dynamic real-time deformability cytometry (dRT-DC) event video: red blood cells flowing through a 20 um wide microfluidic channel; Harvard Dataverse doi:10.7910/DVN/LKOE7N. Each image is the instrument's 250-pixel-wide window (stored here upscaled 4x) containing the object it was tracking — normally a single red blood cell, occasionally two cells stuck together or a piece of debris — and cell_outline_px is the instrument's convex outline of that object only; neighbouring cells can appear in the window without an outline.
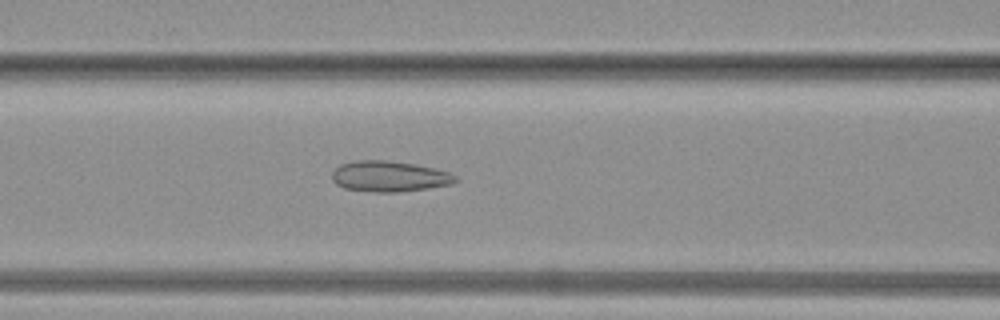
{"species": "common noctule bat (a hibernating species)", "species_latin": "Nyctalus noctula", "temperature_condition": "warm", "stored_images_in_passage": 35, "camera_frame_rate_fps": 3000, "um_per_image_px": 0.085, "animal": {"sex": "female", "body_mass_g": 19.3, "forearm_length_mm": 54.1}, "frame": {"image": 1, "passage_image": 15, "time_ms": 4.667, "image_size_px": [1000, 320], "cell_outline_px": [[460, 180], [452, 184], [428, 188], [396, 192], [376, 192], [344, 188], [336, 184], [332, 180], [332, 172], [340, 164], [356, 160], [388, 160], [416, 164], [436, 168], [448, 172], [456, 176]], "centroid_in_image_um": [33.11, 14.98], "position_along_channel_um": 133.5, "area_um2": 22.25}}
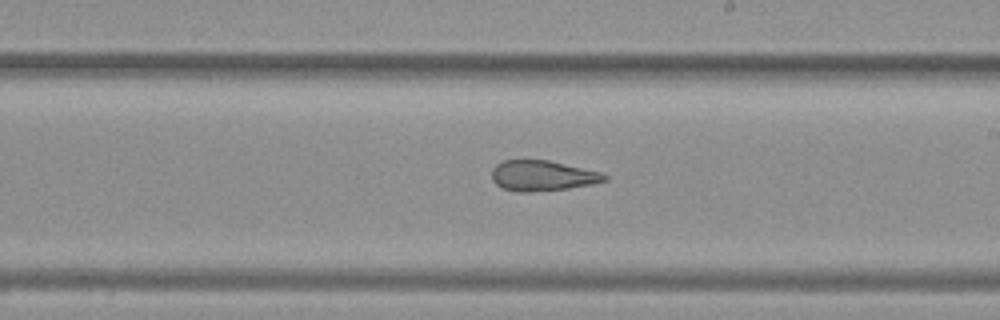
{"frame": {"image": 2, "passage_image": 21, "time_ms": 6.667, "image_size_px": [1000, 320], "cell_outline_px": [[608, 180], [592, 184], [568, 188], [528, 192], [516, 192], [504, 188], [496, 184], [492, 180], [492, 168], [496, 164], [504, 160], [548, 160], [600, 172], [608, 176]], "centroid_in_image_um": [46.09, 14.93], "position_along_channel_um": 242.9, "area_um2": 19.88}}
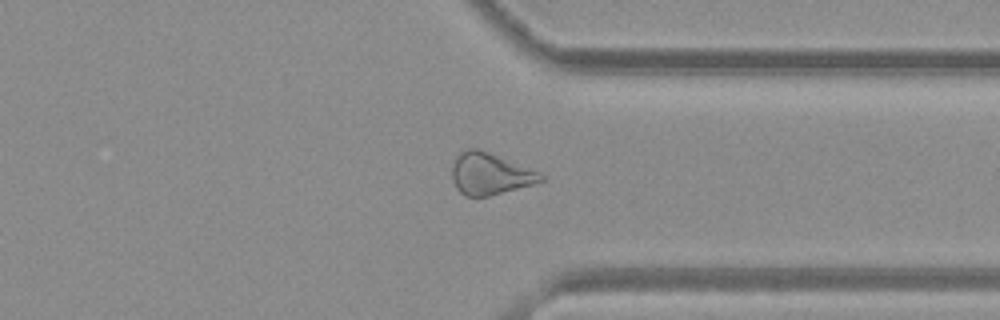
{"frame": {"image": 3, "passage_image": 28, "time_ms": 9.0, "image_size_px": [1000, 320], "cell_outline_px": [[544, 180], [532, 184], [488, 196], [464, 196], [456, 188], [452, 180], [452, 164], [456, 156], [460, 152], [468, 148], [476, 148], [488, 152], [540, 172], [544, 176]], "centroid_in_image_um": [41.61, 14.77], "position_along_channel_um": 369.8, "area_um2": 21.39}}